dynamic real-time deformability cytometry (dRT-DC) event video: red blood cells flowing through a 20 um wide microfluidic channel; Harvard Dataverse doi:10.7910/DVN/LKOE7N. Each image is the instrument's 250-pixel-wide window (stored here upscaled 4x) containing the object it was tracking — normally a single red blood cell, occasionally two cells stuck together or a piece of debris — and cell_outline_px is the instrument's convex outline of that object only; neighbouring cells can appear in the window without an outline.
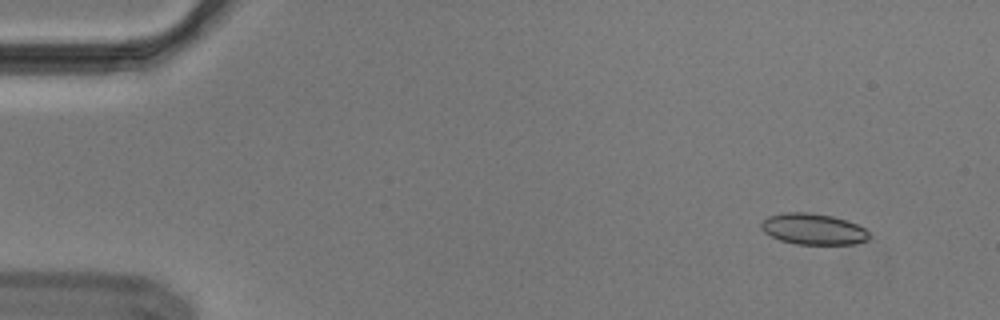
{"species": "Egyptian fruit bat (a non-hibernating species)", "species_latin": "Rousettus aegyptiacus", "temperature_condition": "cold", "stored_images_in_passage": 56, "segment_of_instrument_passage": [1, 3], "camera_frame_rate_fps": 3000, "um_per_image_px": 0.085, "animal": {"sex": "male"}, "frame": {"image": 1, "passage_image": 5, "time_ms": 1.333, "image_size_px": [1000, 320], "cell_outline_px": [[872, 236], [868, 240], [852, 244], [796, 244], [780, 240], [764, 232], [760, 228], [760, 224], [768, 216], [784, 212], [808, 212], [832, 216], [856, 224], [864, 228]], "centroid_in_image_um": [69.12, 19.47], "position_along_channel_um": 15.9, "area_um2": 19.54}}
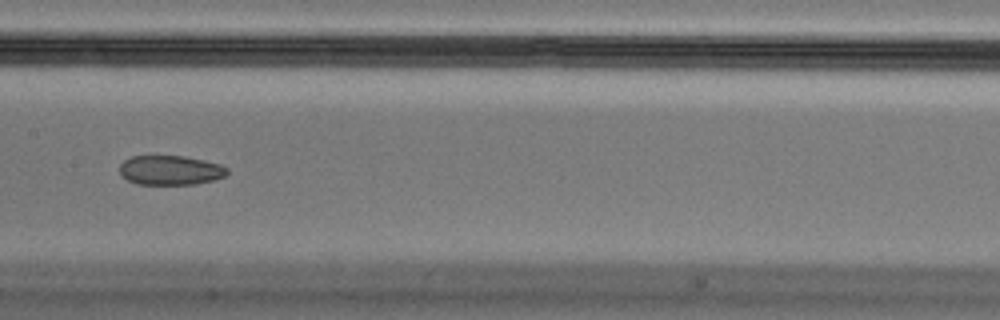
{"frame": {"image": 2, "passage_image": 28, "time_ms": 9.0, "image_size_px": [1000, 320], "cell_outline_px": [[228, 172], [224, 176], [212, 180], [196, 184], [136, 184], [120, 176], [120, 164], [124, 160], [132, 156], [184, 156], [204, 160], [220, 164], [228, 168]], "centroid_in_image_um": [14.46, 14.47], "position_along_channel_um": 192.9, "area_um2": 18.5}}
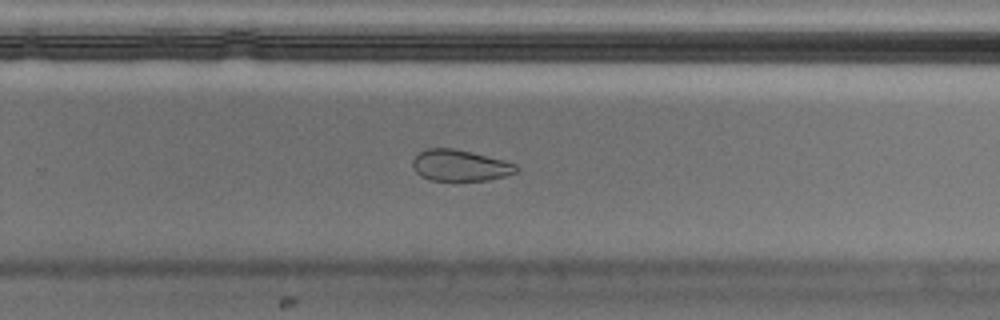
{"frame": {"image": 3, "passage_image": 36, "time_ms": 11.667, "image_size_px": [1000, 320], "cell_outline_px": [[516, 172], [504, 176], [488, 180], [432, 180], [420, 176], [412, 168], [412, 160], [416, 152], [424, 148], [452, 148], [472, 152], [504, 160], [516, 164]], "centroid_in_image_um": [39.03, 14.04], "position_along_channel_um": 290.8, "area_um2": 18.96}}